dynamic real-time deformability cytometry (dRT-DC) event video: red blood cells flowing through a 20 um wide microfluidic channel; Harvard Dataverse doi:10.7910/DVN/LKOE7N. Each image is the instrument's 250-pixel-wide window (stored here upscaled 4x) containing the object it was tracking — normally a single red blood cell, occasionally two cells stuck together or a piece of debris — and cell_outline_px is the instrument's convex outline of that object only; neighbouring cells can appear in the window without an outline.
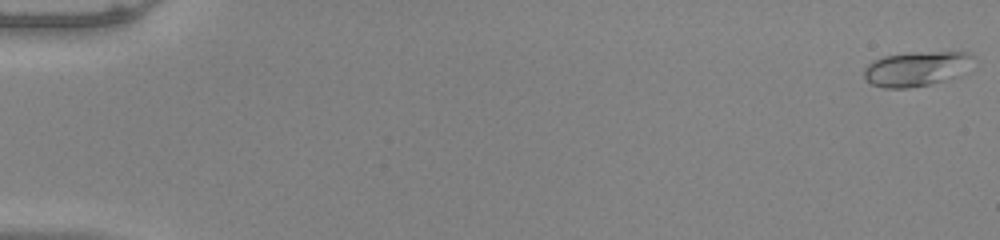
{"species": "common noctule bat (a hibernating species)", "species_latin": "Nyctalus noctula", "temperature_condition": "warm", "stored_images_in_passage": 53, "camera_frame_rate_fps": 3000, "um_per_image_px": 0.085, "animal": {"sex": "male", "body_mass_g": 20.0, "forearm_length_mm": 53.3}, "frame": {"image": 1, "passage_image": 1, "time_ms": 0.0, "image_size_px": [1000, 240], "cell_outline_px": [[972, 56], [956, 76], [928, 84], [908, 88], [884, 88], [872, 84], [864, 76], [864, 68], [868, 64], [884, 56], [908, 52], [968, 52]], "centroid_in_image_um": [77.77, 5.84], "position_along_channel_um": 7.2, "area_um2": 21.27}}
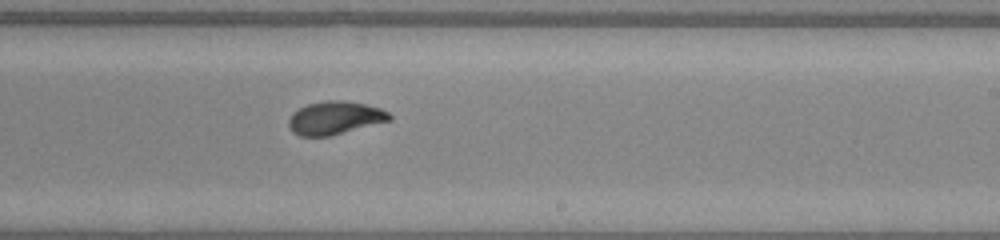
{"frame": {"image": 2, "passage_image": 33, "time_ms": 10.667, "image_size_px": [1000, 240], "cell_outline_px": [[392, 120], [328, 136], [300, 136], [292, 132], [288, 124], [288, 120], [292, 112], [308, 104], [328, 100], [344, 100], [364, 104], [380, 108], [388, 112], [392, 116]], "centroid_in_image_um": [28.45, 10.02], "position_along_channel_um": 260.5, "area_um2": 19.36}}
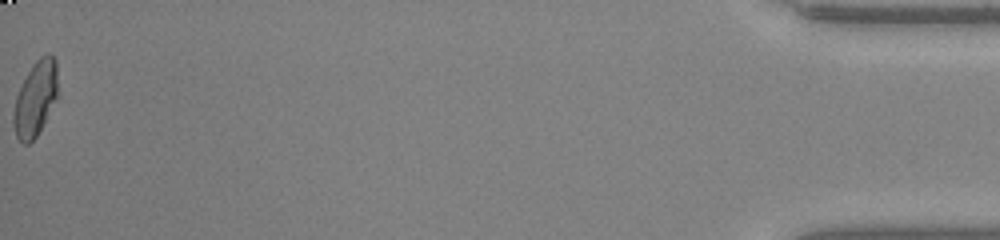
{"frame": {"image": 3, "passage_image": 53, "time_ms": 17.333, "image_size_px": [1000, 240], "cell_outline_px": [[56, 100], [36, 136], [28, 144], [24, 144], [16, 136], [12, 120], [12, 116], [16, 96], [32, 64], [40, 56], [48, 52], [56, 60]], "centroid_in_image_um": [2.99, 8.37], "position_along_channel_um": 432.2, "area_um2": 18.96}, "authors_computed_cell_mechanics": {"area_um2": 19.3052, "velocity_mm_per_s": 3.9768, "shape_relaxation_time_tau1_ms": 4.8844, "shape_relaxation_time_tau2_ms": 0.9833, "deformation_change_tau1": 0.1824, "deformation_change_tau2": 0.0486}}